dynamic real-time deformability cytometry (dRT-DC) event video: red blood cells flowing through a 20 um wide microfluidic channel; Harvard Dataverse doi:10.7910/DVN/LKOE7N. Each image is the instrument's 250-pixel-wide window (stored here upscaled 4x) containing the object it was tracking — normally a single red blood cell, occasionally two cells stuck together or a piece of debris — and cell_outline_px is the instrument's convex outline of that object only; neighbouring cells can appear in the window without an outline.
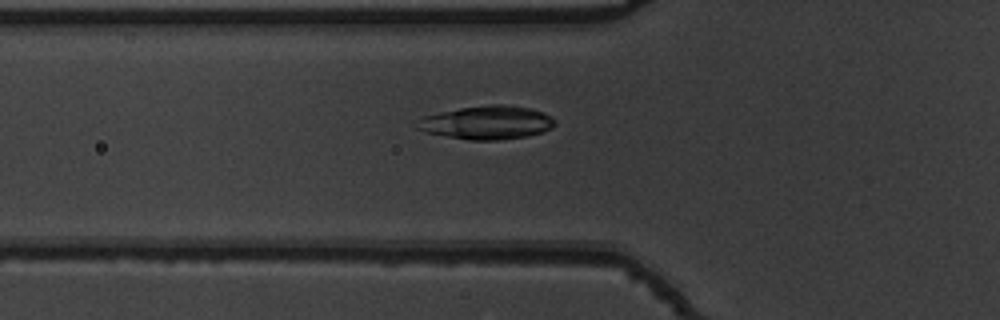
{"species": "common noctule bat (a hibernating species)", "species_latin": "Nyctalus noctula", "temperature_condition": "warm", "stored_images_in_passage": 52, "camera_frame_rate_fps": 3000, "um_per_image_px": 0.085, "animal": {"sex": "male", "body_mass_g": 19.5, "forearm_length_mm": 54.6}, "frame": {"image": 1, "passage_image": 18, "time_ms": 5.667, "image_size_px": [1000, 320], "cell_outline_px": [[556, 124], [552, 128], [544, 132], [528, 136], [500, 140], [468, 140], [428, 132], [416, 128], [424, 116], [440, 112], [460, 108], [488, 104], [508, 104], [532, 108], [544, 112], [556, 120]], "centroid_in_image_um": [41.5, 10.41], "position_along_channel_um": 84.3, "area_um2": 26.93}}
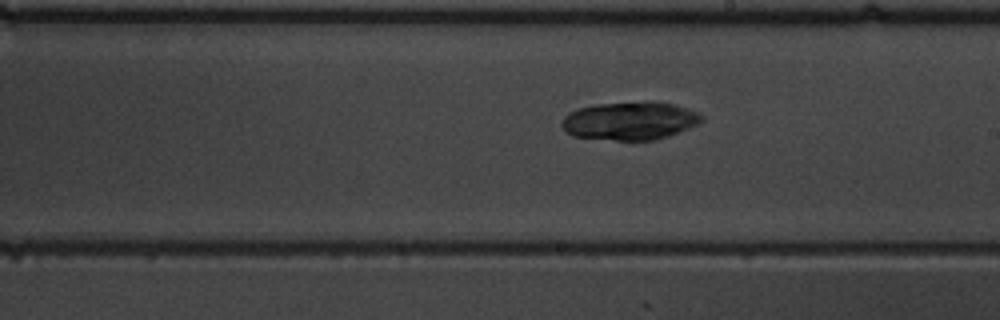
{"frame": {"image": 2, "passage_image": 30, "time_ms": 9.667, "image_size_px": [1000, 320], "cell_outline_px": [[704, 120], [700, 124], [668, 136], [652, 140], [616, 140], [572, 136], [560, 124], [564, 116], [580, 108], [596, 104], [676, 104], [700, 112], [704, 116]], "centroid_in_image_um": [53.59, 10.31], "position_along_channel_um": 235.4, "area_um2": 30.29}}
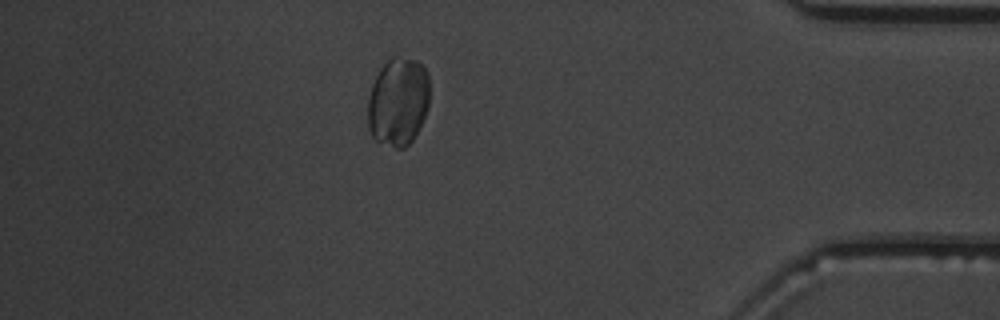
{"frame": {"image": 3, "passage_image": 46, "time_ms": 15.0, "image_size_px": [1000, 320], "cell_outline_px": [[428, 108], [412, 140], [404, 148], [396, 148], [376, 140], [372, 136], [368, 128], [368, 96], [372, 84], [380, 68], [392, 56], [396, 56], [416, 60], [428, 72]], "centroid_in_image_um": [33.82, 8.63], "position_along_channel_um": 401.4, "area_um2": 31.73}}